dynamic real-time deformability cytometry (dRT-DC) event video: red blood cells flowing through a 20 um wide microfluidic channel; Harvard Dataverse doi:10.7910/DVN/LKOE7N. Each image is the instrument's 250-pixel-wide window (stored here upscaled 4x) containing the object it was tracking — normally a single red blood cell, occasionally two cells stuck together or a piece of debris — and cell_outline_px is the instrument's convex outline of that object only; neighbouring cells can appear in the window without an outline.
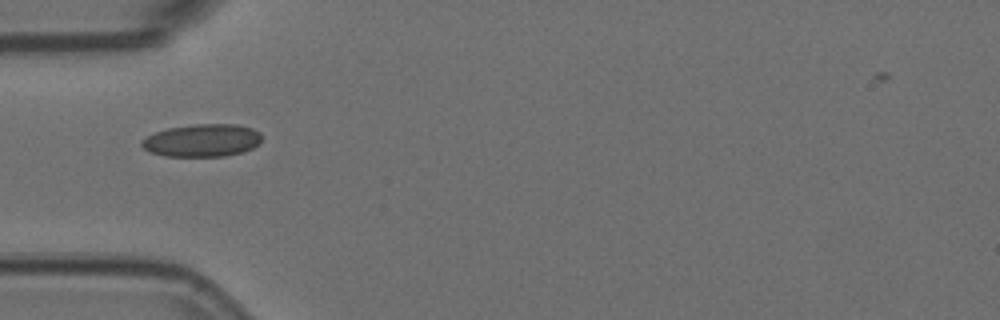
{"species": "Egyptian fruit bat (a non-hibernating species)", "species_latin": "Rousettus aegyptiacus", "temperature_condition": "room temperature", "stored_images_in_passage": 3, "camera_frame_rate_fps": 3000, "um_per_image_px": 0.085, "animal": {"sex": "female"}, "frame": {"image": 1, "passage_image": 2, "time_ms": 0.333, "image_size_px": [1000, 320], "cell_outline_px": [[260, 144], [244, 152], [224, 156], [164, 156], [148, 152], [140, 144], [140, 140], [156, 132], [168, 128], [196, 124], [236, 124], [252, 128], [260, 132]], "centroid_in_image_um": [17.18, 11.94], "position_along_channel_um": 67.8, "area_um2": 22.95}}
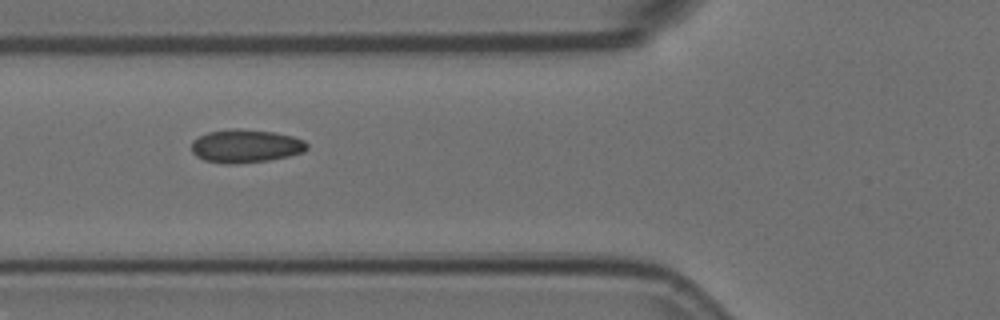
{"frame": {"image": 2, "passage_image": 3, "time_ms": 0.667, "image_size_px": [1000, 320], "cell_outline_px": [[308, 148], [304, 152], [288, 156], [268, 160], [232, 164], [228, 164], [204, 160], [196, 156], [192, 152], [192, 140], [208, 132], [236, 128], [240, 128], [276, 132], [292, 136], [304, 140], [308, 144]], "centroid_in_image_um": [20.9, 12.4], "position_along_channel_um": 104.9, "area_um2": 22.43}}